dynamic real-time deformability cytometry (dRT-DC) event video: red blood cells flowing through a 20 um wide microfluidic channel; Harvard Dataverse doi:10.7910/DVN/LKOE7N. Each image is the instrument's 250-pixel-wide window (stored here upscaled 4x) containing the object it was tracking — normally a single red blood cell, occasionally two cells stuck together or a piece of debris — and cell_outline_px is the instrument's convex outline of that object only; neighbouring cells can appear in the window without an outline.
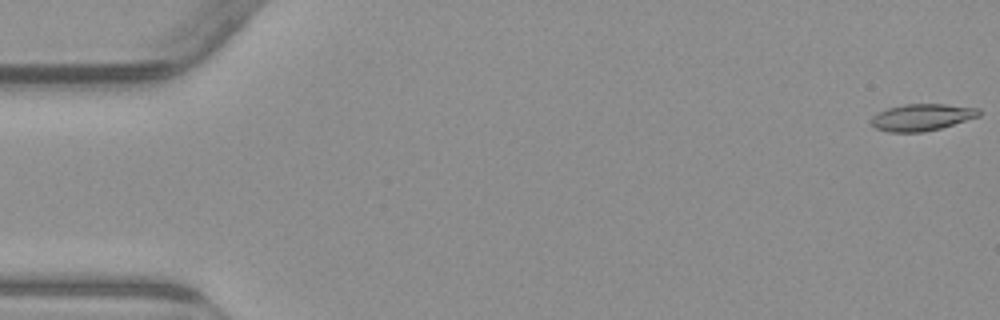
{"species": "common noctule bat (a hibernating species)", "species_latin": "Nyctalus noctula", "temperature_condition": "warm", "stored_images_in_passage": 55, "camera_frame_rate_fps": 3000, "um_per_image_px": 0.085, "animal": {"sex": "male", "body_mass_g": 23.1, "forearm_length_mm": 52.7}, "frame": {"image": 1, "passage_image": 1, "time_ms": 0.0, "image_size_px": [1000, 320], "cell_outline_px": [[980, 116], [940, 128], [924, 132], [888, 132], [876, 128], [872, 124], [872, 116], [888, 108], [904, 104], [944, 104], [980, 108]], "centroid_in_image_um": [78.38, 9.96], "position_along_channel_um": 6.6, "area_um2": 16.7}}
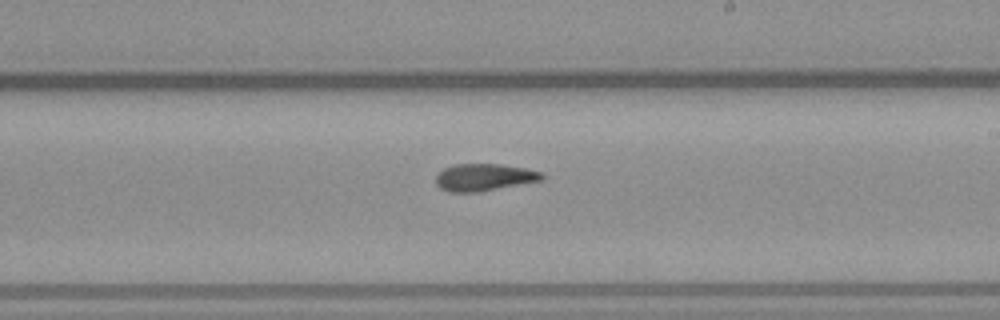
{"frame": {"image": 2, "passage_image": 32, "time_ms": 10.333, "image_size_px": [1000, 320], "cell_outline_px": [[544, 180], [480, 192], [448, 192], [440, 188], [436, 184], [436, 176], [444, 168], [456, 164], [500, 164], [524, 168], [544, 172]], "centroid_in_image_um": [41.18, 15.08], "position_along_channel_um": 247.8, "area_um2": 16.94}}
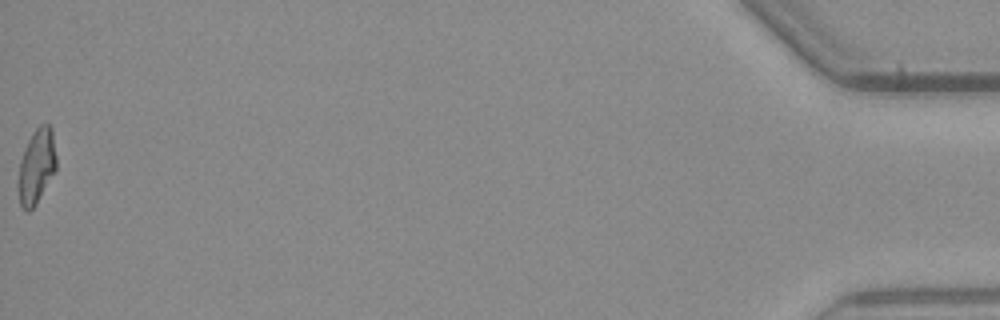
{"frame": {"image": 3, "passage_image": 55, "time_ms": 18.0, "image_size_px": [1000, 320], "cell_outline_px": [[56, 168], [36, 204], [28, 212], [24, 212], [20, 204], [16, 188], [16, 184], [20, 160], [24, 148], [28, 140], [36, 128], [40, 124], [48, 124], [52, 128], [56, 156]], "centroid_in_image_um": [3.06, 14.16], "position_along_channel_um": 432.1, "area_um2": 16.82}, "authors_computed_cell_mechanics": {"area_um2": 16.8198, "velocity_mm_per_s": 3.8237, "shape_relaxation_time_tau1_ms": null, "shape_relaxation_time_tau2_ms": 5.15, "deformation_change_tau1": null, "deformation_change_tau2": 0.132}}